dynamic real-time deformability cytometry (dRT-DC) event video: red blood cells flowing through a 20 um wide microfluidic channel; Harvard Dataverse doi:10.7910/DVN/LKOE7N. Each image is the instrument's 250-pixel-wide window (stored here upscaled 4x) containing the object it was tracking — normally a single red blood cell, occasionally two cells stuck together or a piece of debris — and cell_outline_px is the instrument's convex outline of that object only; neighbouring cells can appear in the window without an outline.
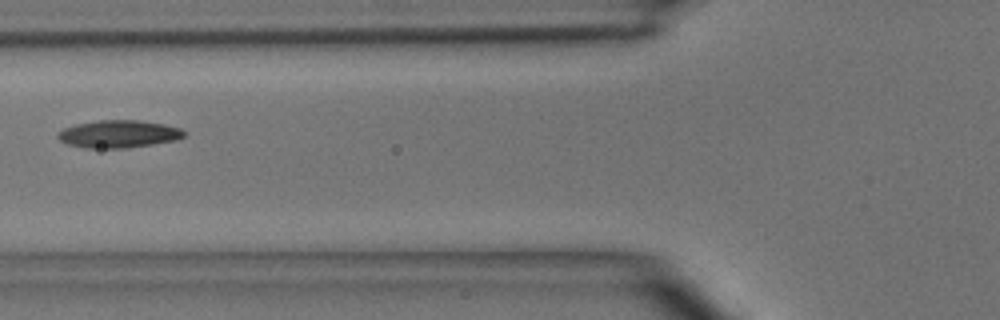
{"species": "common noctule bat (a hibernating species)", "species_latin": "Nyctalus noctula", "temperature_condition": "room temperature", "stored_images_in_passage": 2, "camera_frame_rate_fps": 3000, "um_per_image_px": 0.085, "animal": {"sex": "male", "body_mass_g": 15.6}, "frame": {"image": 1, "passage_image": 2, "time_ms": 1.0, "image_size_px": [1000, 320], "cell_outline_px": [[188, 132], [184, 136], [176, 140], [152, 144], [124, 148], [88, 148], [68, 144], [60, 140], [56, 136], [56, 132], [64, 128], [76, 124], [100, 120], [140, 120], [164, 124], [180, 128]], "centroid_in_image_um": [10.09, 11.38], "position_along_channel_um": 115.7, "area_um2": 20.29}}